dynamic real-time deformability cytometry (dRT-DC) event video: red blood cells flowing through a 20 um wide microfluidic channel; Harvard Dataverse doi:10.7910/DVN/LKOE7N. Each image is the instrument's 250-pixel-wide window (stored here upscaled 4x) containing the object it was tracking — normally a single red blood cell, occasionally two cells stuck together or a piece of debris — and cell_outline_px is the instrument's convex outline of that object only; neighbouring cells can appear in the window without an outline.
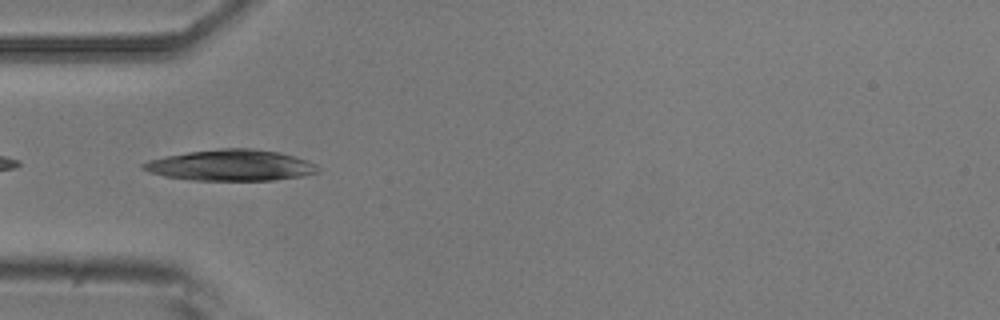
{"species": "common noctule bat (a hibernating species)", "species_latin": "Nyctalus noctula", "temperature_condition": "room temperature", "stored_images_in_passage": 15, "camera_frame_rate_fps": 3000, "um_per_image_px": 0.085, "animal": {"sex": "male", "body_mass_g": 20.5, "forearm_length_mm": 52.5}, "frame": {"image": 1, "passage_image": 9, "time_ms": 2.667, "image_size_px": [1000, 320], "cell_outline_px": [[320, 172], [300, 176], [272, 180], [192, 180], [164, 176], [152, 172], [144, 168], [140, 164], [148, 160], [164, 156], [188, 152], [220, 148], [252, 148], [280, 152], [308, 160], [316, 164]], "centroid_in_image_um": [19.65, 14.04], "position_along_channel_um": 65.4, "area_um2": 31.56}}